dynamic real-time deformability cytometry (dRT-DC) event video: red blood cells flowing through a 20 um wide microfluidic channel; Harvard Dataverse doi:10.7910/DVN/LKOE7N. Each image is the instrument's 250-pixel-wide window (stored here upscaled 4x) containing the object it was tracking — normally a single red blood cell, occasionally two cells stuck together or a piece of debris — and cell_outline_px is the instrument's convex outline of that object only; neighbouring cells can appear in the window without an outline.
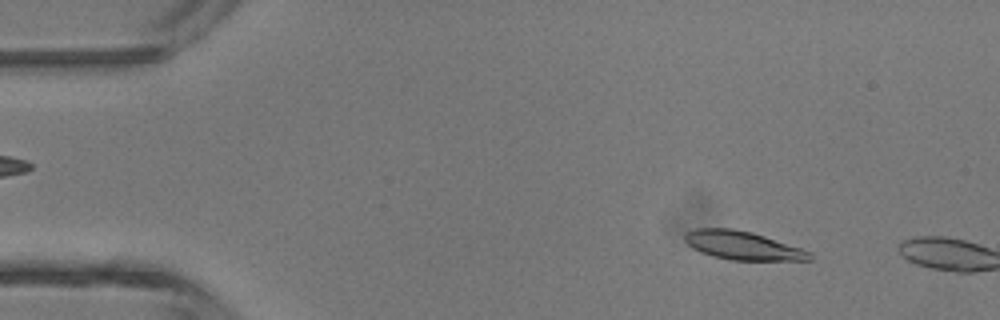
{"species": "common noctule bat (a hibernating species)", "species_latin": "Nyctalus noctula", "temperature_condition": "room temperature", "stored_images_in_passage": 2, "camera_frame_rate_fps": 3000, "um_per_image_px": 0.085, "animal": {"sex": "male", "body_mass_g": 13.3}, "frame": {"image": 1, "passage_image": 1, "time_ms": 0.0, "image_size_px": [1000, 320], "cell_outline_px": [[812, 260], [732, 260], [712, 256], [700, 252], [692, 248], [684, 240], [684, 236], [688, 232], [696, 228], [732, 228], [752, 232], [812, 252]], "centroid_in_image_um": [63.11, 20.87], "position_along_channel_um": 21.9, "area_um2": 20.63}}